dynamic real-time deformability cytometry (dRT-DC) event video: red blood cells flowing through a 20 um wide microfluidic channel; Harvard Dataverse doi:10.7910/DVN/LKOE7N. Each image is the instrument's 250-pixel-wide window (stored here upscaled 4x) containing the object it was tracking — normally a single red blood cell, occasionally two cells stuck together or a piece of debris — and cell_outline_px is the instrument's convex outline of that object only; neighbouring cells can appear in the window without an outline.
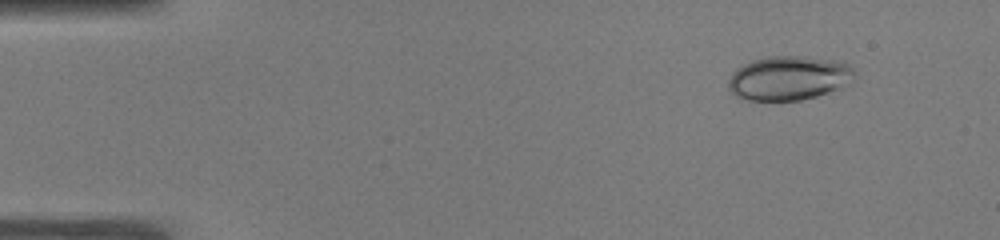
{"species": "common noctule bat (a hibernating species)", "species_latin": "Nyctalus noctula", "temperature_condition": "warm", "stored_images_in_passage": 47, "camera_frame_rate_fps": 3000, "um_per_image_px": 0.085, "animal": {"sex": "male", "body_mass_g": 19.0, "forearm_length_mm": 50.8}, "frame": {"image": 1, "passage_image": 1, "time_ms": 0.0, "image_size_px": [1000, 240], "cell_outline_px": [[856, 76], [848, 84], [828, 92], [816, 96], [800, 100], [748, 100], [736, 96], [728, 88], [728, 80], [732, 72], [736, 68], [752, 60], [768, 56], [804, 56], [844, 60], [856, 72]], "centroid_in_image_um": [67.07, 6.61], "position_along_channel_um": 17.9, "area_um2": 32.83}}
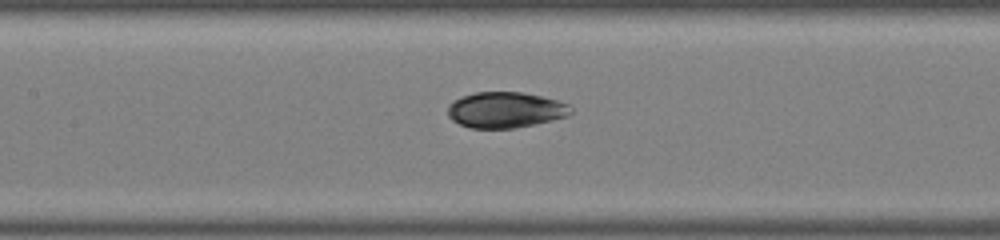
{"frame": {"image": 2, "passage_image": 20, "time_ms": 6.333, "image_size_px": [1000, 240], "cell_outline_px": [[572, 112], [568, 116], [536, 124], [516, 128], [472, 128], [460, 124], [452, 120], [448, 116], [448, 104], [452, 100], [460, 96], [476, 92], [520, 92], [540, 96], [556, 100], [568, 104], [572, 108]], "centroid_in_image_um": [42.94, 9.34], "position_along_channel_um": 164.5, "area_um2": 25.78}}
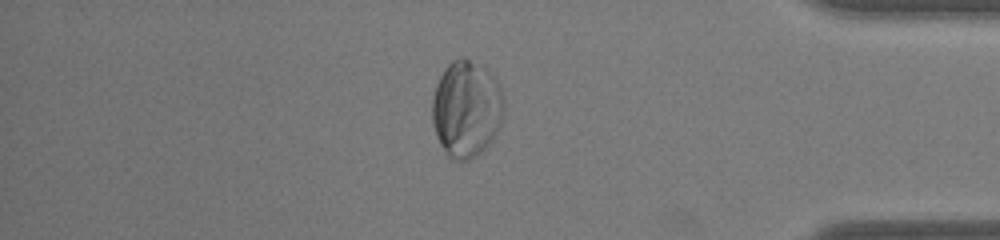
{"frame": {"image": 3, "passage_image": 40, "time_ms": 13.0, "image_size_px": [1000, 240], "cell_outline_px": [[504, 112], [500, 124], [492, 140], [484, 148], [468, 160], [452, 160], [444, 152], [436, 136], [432, 124], [432, 96], [436, 84], [444, 68], [452, 60], [460, 56], [464, 56], [488, 68], [496, 76], [504, 96]], "centroid_in_image_um": [39.64, 9.2], "position_along_channel_um": 395.6, "area_um2": 41.21}, "authors_computed_cell_mechanics": {"area_um2": 28.9, "velocity_mm_per_s": 3.8807, "shape_relaxation_time_tau1_ms": 2.8264, "shape_relaxation_time_tau2_ms": null, "deformation_change_tau1": 0.1069, "deformation_change_tau2": null}}